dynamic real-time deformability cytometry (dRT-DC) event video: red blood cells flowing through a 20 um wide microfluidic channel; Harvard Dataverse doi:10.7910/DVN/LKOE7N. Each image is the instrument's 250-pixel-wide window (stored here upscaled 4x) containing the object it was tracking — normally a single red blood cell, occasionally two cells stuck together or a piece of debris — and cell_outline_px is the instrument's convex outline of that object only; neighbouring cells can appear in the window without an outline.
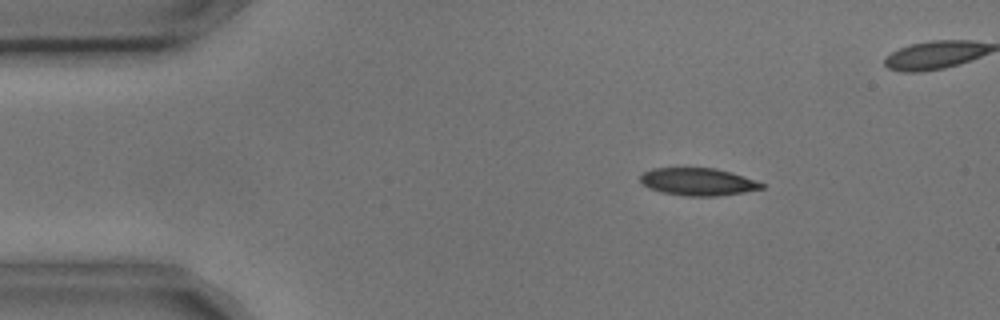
{"species": "common noctule bat (a hibernating species)", "species_latin": "Nyctalus noctula", "temperature_condition": "cold", "stored_images_in_passage": 3, "camera_frame_rate_fps": 3000, "um_per_image_px": 0.085, "animal": {"sex": "male", "body_mass_g": 17.9, "forearm_length_mm": 54.2}, "frame": {"image": 1, "passage_image": 1, "time_ms": 0.0, "image_size_px": [1000, 320], "cell_outline_px": [[764, 188], [744, 192], [716, 196], [688, 196], [660, 192], [648, 188], [640, 180], [640, 176], [644, 172], [652, 168], [716, 168], [732, 172], [744, 176], [764, 184]], "centroid_in_image_um": [59.32, 15.45], "position_along_channel_um": 25.7, "area_um2": 19.42}}